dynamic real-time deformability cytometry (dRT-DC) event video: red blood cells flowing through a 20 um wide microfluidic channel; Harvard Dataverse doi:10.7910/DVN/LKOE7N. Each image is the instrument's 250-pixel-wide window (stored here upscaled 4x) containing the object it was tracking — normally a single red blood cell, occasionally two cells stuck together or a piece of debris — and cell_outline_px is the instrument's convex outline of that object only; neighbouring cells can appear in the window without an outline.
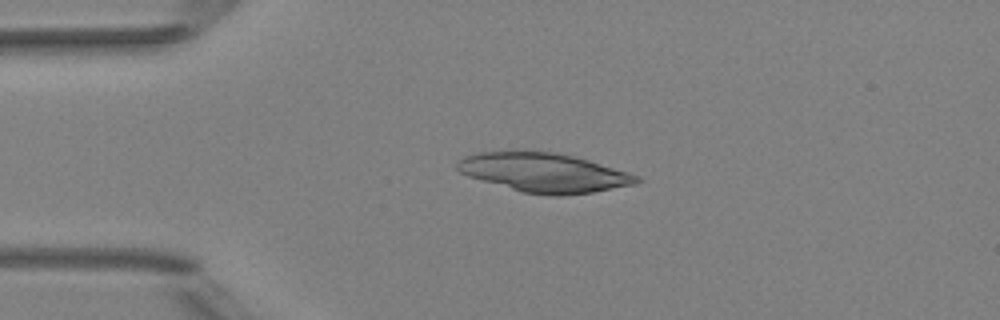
{"species": "Egyptian fruit bat (a non-hibernating species)", "species_latin": "Rousettus aegyptiacus", "temperature_condition": "room temperature", "stored_images_in_passage": 4, "camera_frame_rate_fps": 3000, "um_per_image_px": 0.085, "animal": {"sex": "female"}, "frame": {"image": 1, "passage_image": 3, "time_ms": 3.333, "image_size_px": [1000, 320], "cell_outline_px": [[644, 180], [636, 184], [592, 192], [560, 196], [552, 196], [520, 192], [468, 176], [460, 172], [456, 168], [456, 160], [464, 156], [480, 152], [556, 152], [588, 160], [628, 172], [640, 176]], "centroid_in_image_um": [46.24, 14.69], "position_along_channel_um": 38.8, "area_um2": 40.75}}